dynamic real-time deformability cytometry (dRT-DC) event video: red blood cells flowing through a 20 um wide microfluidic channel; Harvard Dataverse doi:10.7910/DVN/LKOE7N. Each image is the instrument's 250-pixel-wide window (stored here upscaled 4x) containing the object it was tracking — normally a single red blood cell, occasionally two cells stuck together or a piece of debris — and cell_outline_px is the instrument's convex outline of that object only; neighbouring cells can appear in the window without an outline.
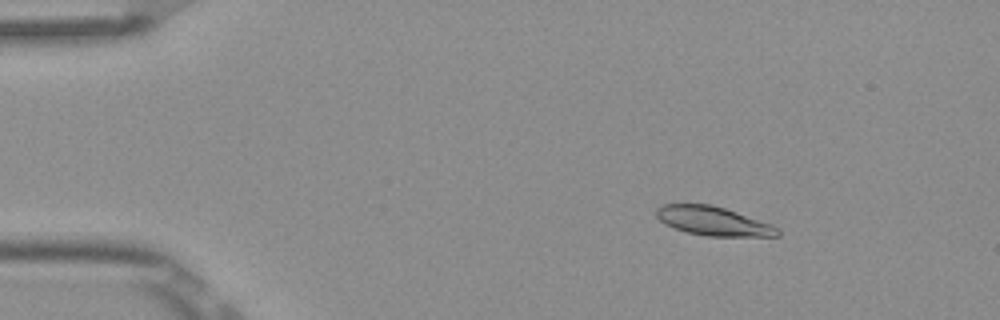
{"species": "Egyptian fruit bat (a non-hibernating species)", "species_latin": "Rousettus aegyptiacus", "temperature_condition": "room temperature", "stored_images_in_passage": 6, "camera_frame_rate_fps": 3000, "um_per_image_px": 0.085, "frame": {"image": 1, "passage_image": 3, "time_ms": 0.667, "image_size_px": [1000, 320], "cell_outline_px": [[780, 236], [704, 236], [688, 232], [664, 224], [656, 216], [656, 208], [660, 204], [712, 204], [772, 224], [780, 228]], "centroid_in_image_um": [60.63, 18.79], "position_along_channel_um": 24.4, "area_um2": 20.46}}
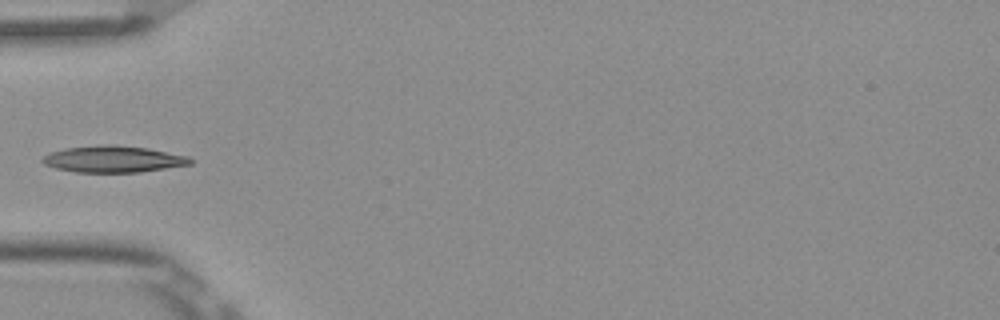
{"frame": {"image": 2, "passage_image": 6, "time_ms": 1.667, "image_size_px": [1000, 320], "cell_outline_px": [[192, 164], [140, 172], [76, 172], [56, 168], [44, 164], [40, 160], [44, 156], [52, 152], [64, 148], [100, 144], [116, 144], [148, 148], [188, 156], [192, 160]], "centroid_in_image_um": [9.62, 13.51], "position_along_channel_um": 75.4, "area_um2": 22.95}}